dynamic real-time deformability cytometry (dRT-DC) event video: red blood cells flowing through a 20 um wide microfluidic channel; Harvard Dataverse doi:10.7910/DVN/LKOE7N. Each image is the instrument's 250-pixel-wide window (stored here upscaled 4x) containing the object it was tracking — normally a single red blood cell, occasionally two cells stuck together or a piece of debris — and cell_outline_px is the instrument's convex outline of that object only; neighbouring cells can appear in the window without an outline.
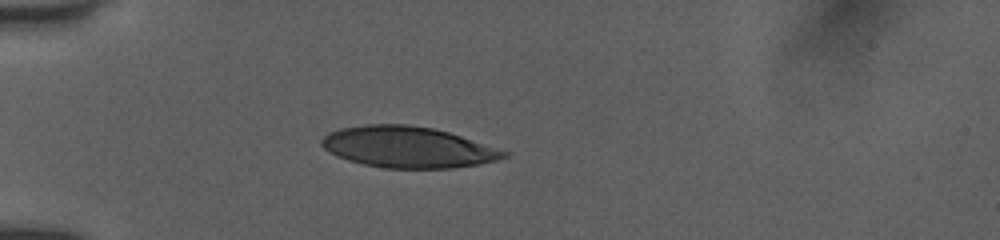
{"species": "human", "species_latin": "Homo sapiens", "temperature_condition": "room temperature", "stored_images_in_passage": 34, "camera_frame_rate_fps": 3000, "um_per_image_px": 0.085, "donor": {"sex": "female"}, "frame": {"image": 1, "passage_image": 1, "time_ms": 0.0, "image_size_px": [1000, 240], "cell_outline_px": [[508, 156], [496, 160], [476, 164], [452, 168], [384, 168], [364, 164], [348, 160], [336, 156], [328, 152], [320, 144], [320, 140], [328, 132], [340, 128], [364, 124], [408, 124], [432, 128], [448, 132], [508, 152]], "centroid_in_image_um": [34.59, 12.5], "position_along_channel_um": 50.4, "area_um2": 43.47}}
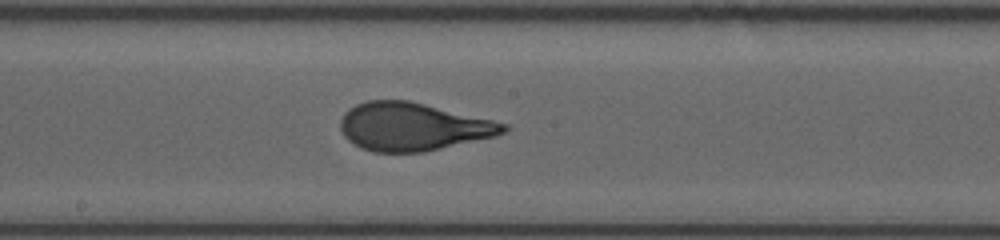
{"frame": {"image": 2, "passage_image": 17, "time_ms": 4.667, "image_size_px": [1000, 240], "cell_outline_px": [[508, 128], [504, 132], [496, 136], [424, 152], [372, 152], [360, 148], [348, 140], [344, 136], [340, 128], [340, 120], [344, 112], [348, 108], [356, 104], [368, 100], [408, 100], [492, 120], [508, 124]], "centroid_in_image_um": [35.05, 10.77], "position_along_channel_um": 213.2, "area_um2": 45.55}}
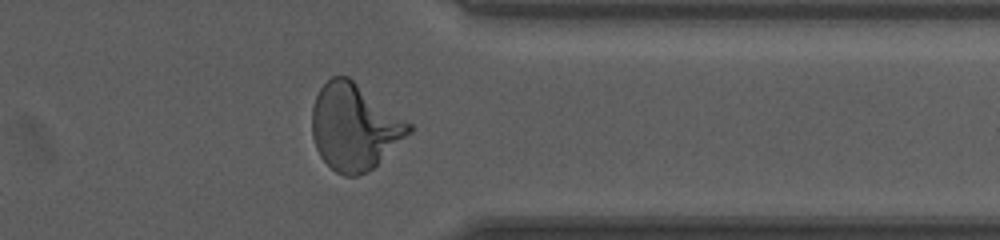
{"frame": {"image": 3, "passage_image": 30, "time_ms": 9.0, "image_size_px": [1000, 240], "cell_outline_px": [[412, 132], [368, 172], [356, 176], [344, 176], [336, 172], [320, 156], [316, 148], [312, 136], [312, 108], [316, 96], [320, 88], [332, 76], [348, 76], [412, 124]], "centroid_in_image_um": [30.12, 10.79], "position_along_channel_um": 381.3, "area_um2": 48.44}, "authors_computed_cell_mechanics": {"area_um2": 45.1707, "velocity_mm_per_s": 3.9638, "shape_relaxation_time_tau1_ms": 5.0437, "shape_relaxation_time_tau2_ms": null, "deformation_change_tau1": 0.2316, "deformation_change_tau2": null}}